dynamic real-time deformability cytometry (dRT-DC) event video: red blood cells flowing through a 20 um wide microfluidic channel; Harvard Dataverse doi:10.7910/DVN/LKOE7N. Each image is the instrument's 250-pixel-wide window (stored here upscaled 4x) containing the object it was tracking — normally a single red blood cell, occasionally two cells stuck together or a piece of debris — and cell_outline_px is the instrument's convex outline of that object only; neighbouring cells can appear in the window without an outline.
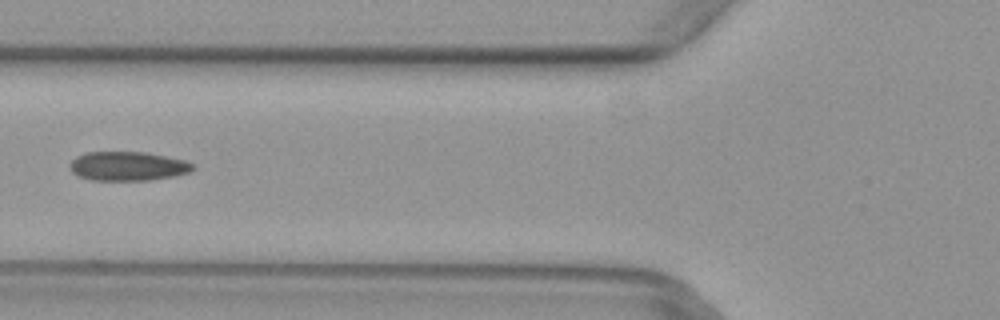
{"species": "common noctule bat (a hibernating species)", "species_latin": "Nyctalus noctula", "temperature_condition": "warm", "stored_images_in_passage": 5, "camera_frame_rate_fps": 3000, "um_per_image_px": 0.085, "animal": {"sex": "female", "body_mass_g": 29.2, "forearm_length_mm": 56.3}, "frame": {"image": 1, "passage_image": 5, "time_ms": 1.333, "image_size_px": [1000, 320], "cell_outline_px": [[196, 168], [188, 172], [176, 176], [148, 180], [92, 180], [80, 176], [72, 172], [68, 164], [76, 156], [88, 152], [148, 152], [184, 160], [196, 164]], "centroid_in_image_um": [10.89, 14.12], "position_along_channel_um": 114.9, "area_um2": 20.98}}